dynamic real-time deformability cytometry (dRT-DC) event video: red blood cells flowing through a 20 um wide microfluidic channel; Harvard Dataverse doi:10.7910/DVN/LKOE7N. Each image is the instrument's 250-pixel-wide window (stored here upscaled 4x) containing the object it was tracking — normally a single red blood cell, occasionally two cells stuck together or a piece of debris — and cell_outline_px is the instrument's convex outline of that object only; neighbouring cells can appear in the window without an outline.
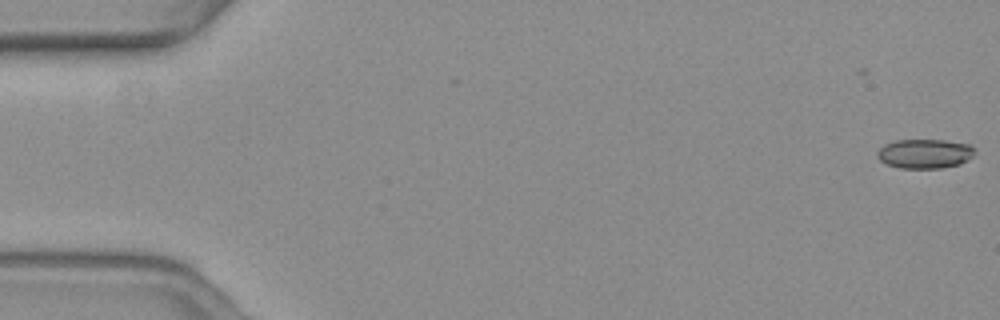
{"species": "common noctule bat (a hibernating species)", "species_latin": "Nyctalus noctula", "temperature_condition": "warm", "stored_images_in_passage": 2, "camera_frame_rate_fps": 3000, "um_per_image_px": 0.085, "animal": {"sex": "female", "body_mass_g": 19.3, "forearm_length_mm": 54.1}, "frame": {"image": 1, "passage_image": 2, "time_ms": 0.333, "image_size_px": [1000, 320], "cell_outline_px": [[976, 148], [972, 156], [968, 160], [960, 164], [940, 168], [900, 168], [888, 164], [880, 160], [876, 156], [876, 152], [884, 144], [896, 140], [944, 140], [968, 144]], "centroid_in_image_um": [78.6, 13.06], "position_along_channel_um": 6.4, "area_um2": 16.7}}